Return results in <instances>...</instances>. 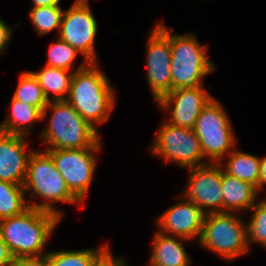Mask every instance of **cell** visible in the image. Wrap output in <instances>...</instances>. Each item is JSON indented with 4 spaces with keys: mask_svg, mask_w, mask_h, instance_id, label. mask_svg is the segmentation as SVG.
Segmentation results:
<instances>
[{
    "mask_svg": "<svg viewBox=\"0 0 266 266\" xmlns=\"http://www.w3.org/2000/svg\"><path fill=\"white\" fill-rule=\"evenodd\" d=\"M176 238L180 239L176 240ZM153 240L150 266H189L191 264L185 248L181 245L182 241L188 239L172 237L158 231Z\"/></svg>",
    "mask_w": 266,
    "mask_h": 266,
    "instance_id": "17",
    "label": "cell"
},
{
    "mask_svg": "<svg viewBox=\"0 0 266 266\" xmlns=\"http://www.w3.org/2000/svg\"><path fill=\"white\" fill-rule=\"evenodd\" d=\"M11 37V29L0 19V53L4 52Z\"/></svg>",
    "mask_w": 266,
    "mask_h": 266,
    "instance_id": "29",
    "label": "cell"
},
{
    "mask_svg": "<svg viewBox=\"0 0 266 266\" xmlns=\"http://www.w3.org/2000/svg\"><path fill=\"white\" fill-rule=\"evenodd\" d=\"M63 14L60 6L37 7L30 10L29 19L41 36L57 28L60 31Z\"/></svg>",
    "mask_w": 266,
    "mask_h": 266,
    "instance_id": "24",
    "label": "cell"
},
{
    "mask_svg": "<svg viewBox=\"0 0 266 266\" xmlns=\"http://www.w3.org/2000/svg\"><path fill=\"white\" fill-rule=\"evenodd\" d=\"M187 188L183 195L198 205L205 214L223 213L221 187L222 169L219 163L190 168Z\"/></svg>",
    "mask_w": 266,
    "mask_h": 266,
    "instance_id": "11",
    "label": "cell"
},
{
    "mask_svg": "<svg viewBox=\"0 0 266 266\" xmlns=\"http://www.w3.org/2000/svg\"><path fill=\"white\" fill-rule=\"evenodd\" d=\"M13 99L20 100L25 104L39 108L42 112L48 105L38 79L32 72H22L19 77V84L13 94Z\"/></svg>",
    "mask_w": 266,
    "mask_h": 266,
    "instance_id": "23",
    "label": "cell"
},
{
    "mask_svg": "<svg viewBox=\"0 0 266 266\" xmlns=\"http://www.w3.org/2000/svg\"><path fill=\"white\" fill-rule=\"evenodd\" d=\"M156 27L170 41L172 90L203 86L202 77L215 69L206 56V46L200 45L194 34L171 35L161 22Z\"/></svg>",
    "mask_w": 266,
    "mask_h": 266,
    "instance_id": "5",
    "label": "cell"
},
{
    "mask_svg": "<svg viewBox=\"0 0 266 266\" xmlns=\"http://www.w3.org/2000/svg\"><path fill=\"white\" fill-rule=\"evenodd\" d=\"M52 212L29 207L22 214L0 220V232L12 257L42 256L46 242L60 221Z\"/></svg>",
    "mask_w": 266,
    "mask_h": 266,
    "instance_id": "2",
    "label": "cell"
},
{
    "mask_svg": "<svg viewBox=\"0 0 266 266\" xmlns=\"http://www.w3.org/2000/svg\"><path fill=\"white\" fill-rule=\"evenodd\" d=\"M266 183V157L260 159L259 189Z\"/></svg>",
    "mask_w": 266,
    "mask_h": 266,
    "instance_id": "30",
    "label": "cell"
},
{
    "mask_svg": "<svg viewBox=\"0 0 266 266\" xmlns=\"http://www.w3.org/2000/svg\"><path fill=\"white\" fill-rule=\"evenodd\" d=\"M147 44V81L154 99L158 102L172 91L170 41L155 26Z\"/></svg>",
    "mask_w": 266,
    "mask_h": 266,
    "instance_id": "12",
    "label": "cell"
},
{
    "mask_svg": "<svg viewBox=\"0 0 266 266\" xmlns=\"http://www.w3.org/2000/svg\"><path fill=\"white\" fill-rule=\"evenodd\" d=\"M12 266H50L49 253L42 256L15 258Z\"/></svg>",
    "mask_w": 266,
    "mask_h": 266,
    "instance_id": "27",
    "label": "cell"
},
{
    "mask_svg": "<svg viewBox=\"0 0 266 266\" xmlns=\"http://www.w3.org/2000/svg\"><path fill=\"white\" fill-rule=\"evenodd\" d=\"M79 52L62 39L52 43L48 51V61L46 66L62 68L71 71L73 61Z\"/></svg>",
    "mask_w": 266,
    "mask_h": 266,
    "instance_id": "26",
    "label": "cell"
},
{
    "mask_svg": "<svg viewBox=\"0 0 266 266\" xmlns=\"http://www.w3.org/2000/svg\"><path fill=\"white\" fill-rule=\"evenodd\" d=\"M162 123L152 145V153L161 155L165 163L174 161L181 167L193 168L208 164L201 163L204 156L193 129L178 127L167 121Z\"/></svg>",
    "mask_w": 266,
    "mask_h": 266,
    "instance_id": "9",
    "label": "cell"
},
{
    "mask_svg": "<svg viewBox=\"0 0 266 266\" xmlns=\"http://www.w3.org/2000/svg\"><path fill=\"white\" fill-rule=\"evenodd\" d=\"M42 113L39 108L12 98L11 117L8 116L0 124V131L8 134L27 136L29 126H32L35 121L42 119Z\"/></svg>",
    "mask_w": 266,
    "mask_h": 266,
    "instance_id": "19",
    "label": "cell"
},
{
    "mask_svg": "<svg viewBox=\"0 0 266 266\" xmlns=\"http://www.w3.org/2000/svg\"><path fill=\"white\" fill-rule=\"evenodd\" d=\"M26 136L0 131V180L24 185L27 175L29 153L26 151Z\"/></svg>",
    "mask_w": 266,
    "mask_h": 266,
    "instance_id": "15",
    "label": "cell"
},
{
    "mask_svg": "<svg viewBox=\"0 0 266 266\" xmlns=\"http://www.w3.org/2000/svg\"><path fill=\"white\" fill-rule=\"evenodd\" d=\"M234 213L206 214L200 244L229 261L247 253V225Z\"/></svg>",
    "mask_w": 266,
    "mask_h": 266,
    "instance_id": "6",
    "label": "cell"
},
{
    "mask_svg": "<svg viewBox=\"0 0 266 266\" xmlns=\"http://www.w3.org/2000/svg\"><path fill=\"white\" fill-rule=\"evenodd\" d=\"M97 63L85 61L73 73L67 102L93 128L105 122L114 108L115 94Z\"/></svg>",
    "mask_w": 266,
    "mask_h": 266,
    "instance_id": "1",
    "label": "cell"
},
{
    "mask_svg": "<svg viewBox=\"0 0 266 266\" xmlns=\"http://www.w3.org/2000/svg\"><path fill=\"white\" fill-rule=\"evenodd\" d=\"M223 212L251 209L256 203L257 189L248 182L230 176L222 170Z\"/></svg>",
    "mask_w": 266,
    "mask_h": 266,
    "instance_id": "16",
    "label": "cell"
},
{
    "mask_svg": "<svg viewBox=\"0 0 266 266\" xmlns=\"http://www.w3.org/2000/svg\"><path fill=\"white\" fill-rule=\"evenodd\" d=\"M69 72L62 68L45 65L42 70L32 73L38 79L44 96L49 102L51 101L50 92L54 95V101L67 100L73 78V73L69 75Z\"/></svg>",
    "mask_w": 266,
    "mask_h": 266,
    "instance_id": "18",
    "label": "cell"
},
{
    "mask_svg": "<svg viewBox=\"0 0 266 266\" xmlns=\"http://www.w3.org/2000/svg\"><path fill=\"white\" fill-rule=\"evenodd\" d=\"M106 265L107 266H127L122 258L115 260L113 258V255H111V253H109V255L107 257Z\"/></svg>",
    "mask_w": 266,
    "mask_h": 266,
    "instance_id": "32",
    "label": "cell"
},
{
    "mask_svg": "<svg viewBox=\"0 0 266 266\" xmlns=\"http://www.w3.org/2000/svg\"><path fill=\"white\" fill-rule=\"evenodd\" d=\"M110 250L104 245L95 250L49 252L50 266H104Z\"/></svg>",
    "mask_w": 266,
    "mask_h": 266,
    "instance_id": "20",
    "label": "cell"
},
{
    "mask_svg": "<svg viewBox=\"0 0 266 266\" xmlns=\"http://www.w3.org/2000/svg\"><path fill=\"white\" fill-rule=\"evenodd\" d=\"M101 150L100 141L93 147L82 149H47L53 159L56 169L64 178L70 191L82 202L84 199L96 166L93 152Z\"/></svg>",
    "mask_w": 266,
    "mask_h": 266,
    "instance_id": "8",
    "label": "cell"
},
{
    "mask_svg": "<svg viewBox=\"0 0 266 266\" xmlns=\"http://www.w3.org/2000/svg\"><path fill=\"white\" fill-rule=\"evenodd\" d=\"M97 34V22L88 0H75L64 12L59 37L81 53L89 63H97L94 41Z\"/></svg>",
    "mask_w": 266,
    "mask_h": 266,
    "instance_id": "10",
    "label": "cell"
},
{
    "mask_svg": "<svg viewBox=\"0 0 266 266\" xmlns=\"http://www.w3.org/2000/svg\"><path fill=\"white\" fill-rule=\"evenodd\" d=\"M205 213L202 209L186 199L168 208L166 212L157 219L160 233L169 236H178L186 239H200ZM169 233V234H168Z\"/></svg>",
    "mask_w": 266,
    "mask_h": 266,
    "instance_id": "14",
    "label": "cell"
},
{
    "mask_svg": "<svg viewBox=\"0 0 266 266\" xmlns=\"http://www.w3.org/2000/svg\"><path fill=\"white\" fill-rule=\"evenodd\" d=\"M193 130L204 158L209 157L211 163L220 164L225 153L236 143L227 113L215 99L202 109Z\"/></svg>",
    "mask_w": 266,
    "mask_h": 266,
    "instance_id": "7",
    "label": "cell"
},
{
    "mask_svg": "<svg viewBox=\"0 0 266 266\" xmlns=\"http://www.w3.org/2000/svg\"><path fill=\"white\" fill-rule=\"evenodd\" d=\"M24 190L31 192L29 207L52 212L62 218V214L53 207V202L78 203L81 201L70 191L66 181L56 169L52 157L46 152L32 151L27 163V175ZM33 193L45 198L42 203H32Z\"/></svg>",
    "mask_w": 266,
    "mask_h": 266,
    "instance_id": "4",
    "label": "cell"
},
{
    "mask_svg": "<svg viewBox=\"0 0 266 266\" xmlns=\"http://www.w3.org/2000/svg\"><path fill=\"white\" fill-rule=\"evenodd\" d=\"M212 99L202 86L178 88L163 96L158 104L166 110H169L172 104L174 105L169 124L193 129L200 112Z\"/></svg>",
    "mask_w": 266,
    "mask_h": 266,
    "instance_id": "13",
    "label": "cell"
},
{
    "mask_svg": "<svg viewBox=\"0 0 266 266\" xmlns=\"http://www.w3.org/2000/svg\"><path fill=\"white\" fill-rule=\"evenodd\" d=\"M52 110L48 126L40 134L48 149H82L93 147L100 139L97 128H93L66 101L48 102L42 113L47 116V109Z\"/></svg>",
    "mask_w": 266,
    "mask_h": 266,
    "instance_id": "3",
    "label": "cell"
},
{
    "mask_svg": "<svg viewBox=\"0 0 266 266\" xmlns=\"http://www.w3.org/2000/svg\"><path fill=\"white\" fill-rule=\"evenodd\" d=\"M34 3L33 8L47 7V6H59L60 0H32Z\"/></svg>",
    "mask_w": 266,
    "mask_h": 266,
    "instance_id": "31",
    "label": "cell"
},
{
    "mask_svg": "<svg viewBox=\"0 0 266 266\" xmlns=\"http://www.w3.org/2000/svg\"><path fill=\"white\" fill-rule=\"evenodd\" d=\"M14 258L9 252L0 232V266H12Z\"/></svg>",
    "mask_w": 266,
    "mask_h": 266,
    "instance_id": "28",
    "label": "cell"
},
{
    "mask_svg": "<svg viewBox=\"0 0 266 266\" xmlns=\"http://www.w3.org/2000/svg\"><path fill=\"white\" fill-rule=\"evenodd\" d=\"M254 214L247 225V245L252 242L266 247V199L256 202L251 208Z\"/></svg>",
    "mask_w": 266,
    "mask_h": 266,
    "instance_id": "25",
    "label": "cell"
},
{
    "mask_svg": "<svg viewBox=\"0 0 266 266\" xmlns=\"http://www.w3.org/2000/svg\"><path fill=\"white\" fill-rule=\"evenodd\" d=\"M230 176L248 182L259 190L260 159L244 152L233 151L230 153L226 169L223 170Z\"/></svg>",
    "mask_w": 266,
    "mask_h": 266,
    "instance_id": "21",
    "label": "cell"
},
{
    "mask_svg": "<svg viewBox=\"0 0 266 266\" xmlns=\"http://www.w3.org/2000/svg\"><path fill=\"white\" fill-rule=\"evenodd\" d=\"M23 185L0 180V220L22 214L29 208Z\"/></svg>",
    "mask_w": 266,
    "mask_h": 266,
    "instance_id": "22",
    "label": "cell"
}]
</instances>
